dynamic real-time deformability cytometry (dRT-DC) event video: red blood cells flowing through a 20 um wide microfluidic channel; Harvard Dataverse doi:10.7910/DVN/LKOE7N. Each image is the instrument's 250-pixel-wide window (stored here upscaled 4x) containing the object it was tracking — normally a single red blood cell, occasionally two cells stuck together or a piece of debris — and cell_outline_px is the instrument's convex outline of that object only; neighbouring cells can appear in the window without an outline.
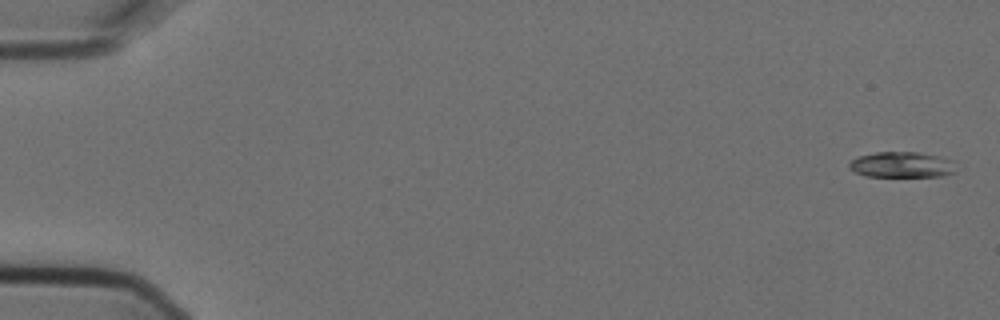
{"species": "Egyptian fruit bat (a non-hibernating species)", "species_latin": "Rousettus aegyptiacus", "temperature_condition": "cold", "stored_images_in_passage": 5, "camera_frame_rate_fps": 3000, "um_per_image_px": 0.085, "animal": {"sex": "female"}, "frame": {"image": 1, "passage_image": 1, "time_ms": 0.0, "image_size_px": [1000, 320], "cell_outline_px": [[956, 172], [944, 176], [864, 176], [848, 168], [848, 164], [852, 160], [860, 156], [876, 152], [916, 152], [936, 156], [952, 160]], "centroid_in_image_um": [76.64, 14.01], "position_along_channel_um": 8.4, "area_um2": 15.84}}